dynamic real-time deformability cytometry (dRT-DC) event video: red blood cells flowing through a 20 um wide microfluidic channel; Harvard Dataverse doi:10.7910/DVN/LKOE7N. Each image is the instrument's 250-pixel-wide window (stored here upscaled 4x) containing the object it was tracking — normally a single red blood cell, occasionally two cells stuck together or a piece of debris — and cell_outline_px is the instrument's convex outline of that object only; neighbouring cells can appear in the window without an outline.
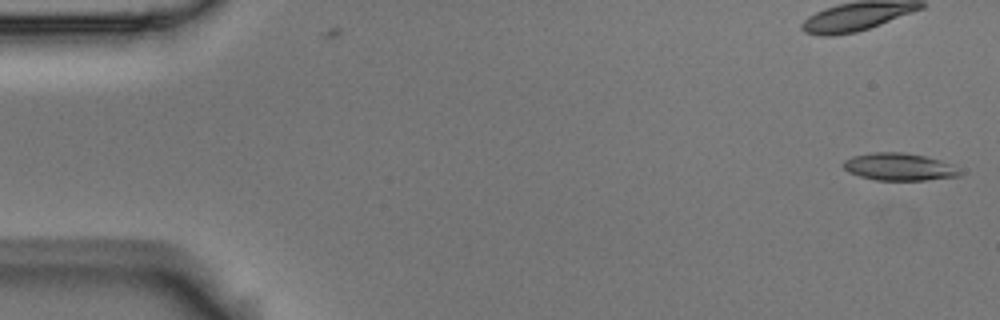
{"species": "Egyptian fruit bat (a non-hibernating species)", "species_latin": "Rousettus aegyptiacus", "temperature_condition": "room temperature", "stored_images_in_passage": 54, "camera_frame_rate_fps": 3000, "um_per_image_px": 0.085, "animal": {"sex": "male"}, "frame": {"image": 1, "passage_image": 1, "time_ms": 0.0, "image_size_px": [1000, 320], "cell_outline_px": [[964, 172], [960, 176], [924, 180], [876, 180], [860, 176], [848, 172], [840, 164], [844, 160], [852, 156], [872, 152], [900, 152], [924, 156], [940, 160]], "centroid_in_image_um": [76.38, 14.18], "position_along_channel_um": 8.6, "area_um2": 18.55}}
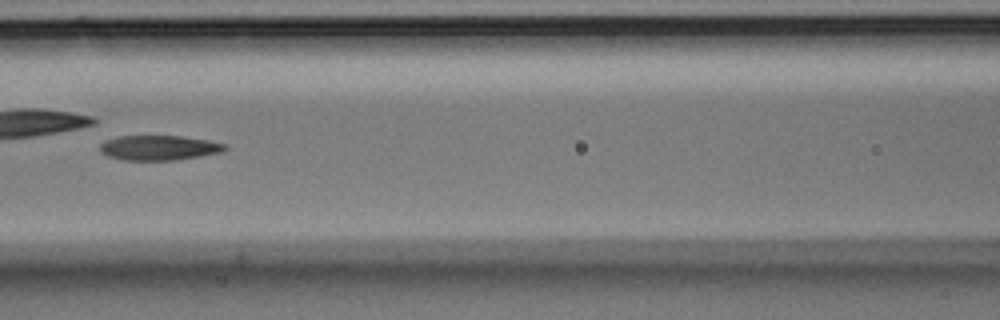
{"frame": {"image": 2, "passage_image": 24, "time_ms": 7.667, "image_size_px": [1000, 320], "cell_outline_px": [[228, 148], [220, 152], [200, 156], [176, 160], [124, 160], [108, 156], [100, 152], [100, 144], [104, 140], [120, 136], [180, 136], [208, 140], [228, 144]], "centroid_in_image_um": [13.51, 12.56], "position_along_channel_um": 153.1, "area_um2": 18.15}}